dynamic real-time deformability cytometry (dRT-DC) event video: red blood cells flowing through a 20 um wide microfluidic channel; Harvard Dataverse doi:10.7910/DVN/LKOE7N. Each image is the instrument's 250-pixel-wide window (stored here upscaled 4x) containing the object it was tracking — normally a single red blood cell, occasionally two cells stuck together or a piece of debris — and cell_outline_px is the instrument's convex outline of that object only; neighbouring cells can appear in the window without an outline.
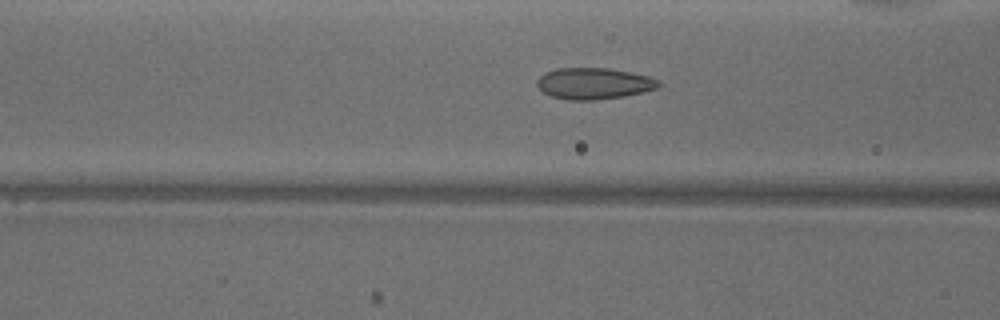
{"species": "common noctule bat (a hibernating species)", "species_latin": "Nyctalus noctula", "temperature_condition": "warm", "stored_images_in_passage": 49, "camera_frame_rate_fps": 3000, "um_per_image_px": 0.085, "animal": {"sex": "male", "body_mass_g": 18.8}, "frame": {"image": 1, "passage_image": 17, "time_ms": 5.333, "image_size_px": [1000, 320], "cell_outline_px": [[660, 84], [656, 88], [624, 96], [592, 100], [568, 100], [552, 96], [544, 92], [536, 84], [536, 80], [544, 72], [556, 68], [608, 68], [632, 72], [648, 76], [660, 80]], "centroid_in_image_um": [50.45, 7.08], "position_along_channel_um": 116.1, "area_um2": 22.14}}
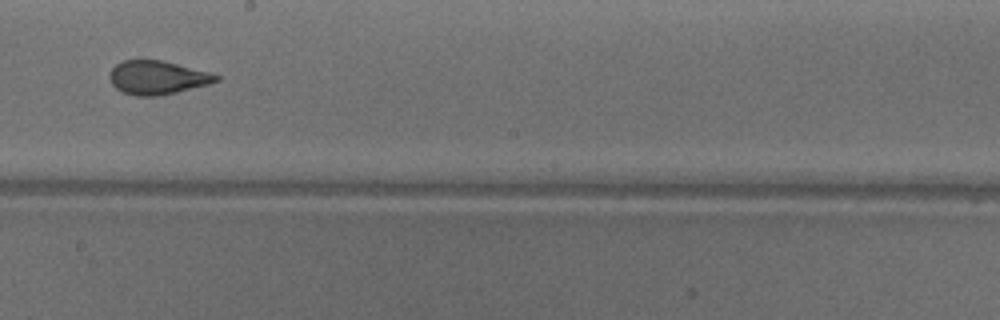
{"frame": {"image": 2, "passage_image": 26, "time_ms": 8.333, "image_size_px": [1000, 320], "cell_outline_px": [[220, 80], [208, 84], [160, 96], [136, 96], [124, 92], [116, 88], [112, 84], [108, 76], [112, 68], [120, 60], [160, 60], [212, 72], [220, 76]], "centroid_in_image_um": [13.37, 6.59], "position_along_channel_um": 234.8, "area_um2": 20.92}}
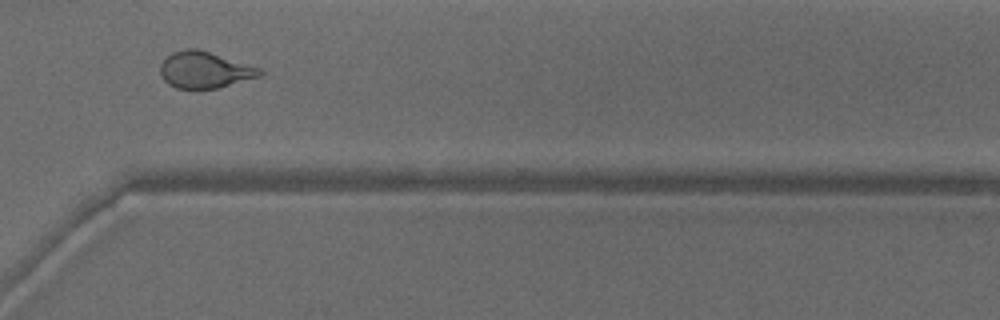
{"frame": {"image": 3, "passage_image": 35, "time_ms": 11.333, "image_size_px": [1000, 320], "cell_outline_px": [[264, 72], [260, 76], [216, 88], [176, 88], [168, 84], [160, 76], [160, 64], [172, 52], [188, 48], [196, 48], [260, 68]], "centroid_in_image_um": [17.36, 5.94], "position_along_channel_um": 353.2, "area_um2": 20.81}, "authors_computed_cell_mechanics": {"area_um2": 22.1374, "velocity_mm_per_s": 3.9519, "shape_relaxation_time_tau1_ms": 5.9889, "shape_relaxation_time_tau2_ms": 1.0447, "deformation_change_tau1": 0.1892, "deformation_change_tau2": 0.0776}}